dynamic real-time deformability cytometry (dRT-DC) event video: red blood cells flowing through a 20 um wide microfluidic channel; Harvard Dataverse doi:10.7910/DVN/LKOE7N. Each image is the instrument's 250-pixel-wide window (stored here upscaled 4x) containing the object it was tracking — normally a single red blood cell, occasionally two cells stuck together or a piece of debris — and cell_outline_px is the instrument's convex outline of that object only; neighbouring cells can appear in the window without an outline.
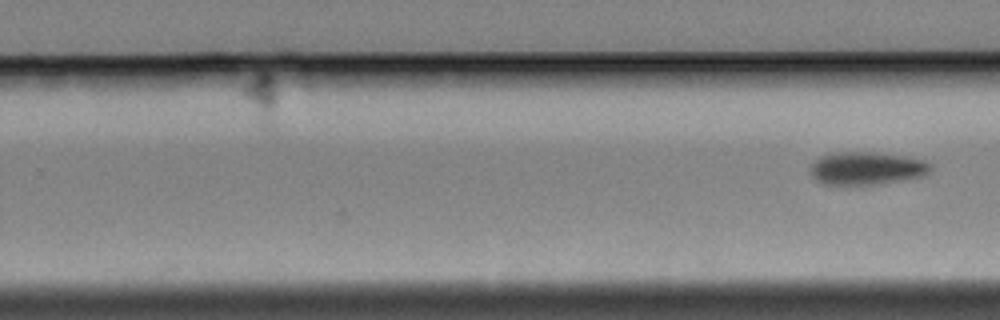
{"species": "Egyptian fruit bat (a non-hibernating species)", "species_latin": "Rousettus aegyptiacus", "temperature_condition": "cold", "stored_images_in_passage": 38, "segment_of_instrument_passage": [2, 2], "camera_frame_rate_fps": 3000, "um_per_image_px": 0.085, "animal": {"sex": "female"}, "frame": {"image": 1, "passage_image": 38, "time_ms": 12.333, "image_size_px": [1000, 320], "cell_outline_px": [[932, 168], [924, 176], [876, 184], [824, 184], [816, 180], [812, 172], [812, 164], [820, 156], [832, 152], [876, 152], [904, 156], [924, 160], [932, 164]], "centroid_in_image_um": [73.7, 14.29], "position_along_channel_um": 256.1, "area_um2": 22.83}}